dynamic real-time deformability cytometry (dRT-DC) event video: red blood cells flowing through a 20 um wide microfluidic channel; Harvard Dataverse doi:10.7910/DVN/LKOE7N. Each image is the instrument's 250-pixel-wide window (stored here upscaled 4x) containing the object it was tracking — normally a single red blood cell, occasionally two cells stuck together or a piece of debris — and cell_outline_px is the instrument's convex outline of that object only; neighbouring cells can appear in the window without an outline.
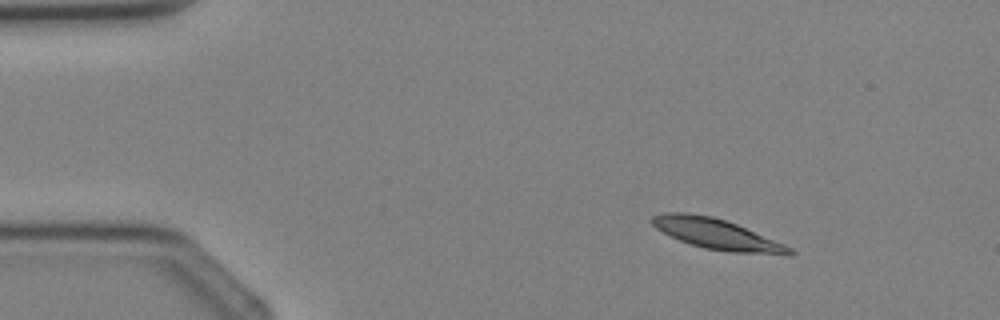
{"species": "Egyptian fruit bat (a non-hibernating species)", "species_latin": "Rousettus aegyptiacus", "temperature_condition": "cold", "stored_images_in_passage": 3, "camera_frame_rate_fps": 3000, "um_per_image_px": 0.085, "animal": {"sex": "female"}, "frame": {"image": 1, "passage_image": 1, "time_ms": 0.0, "image_size_px": [1000, 320], "cell_outline_px": [[796, 252], [792, 256], [788, 256], [728, 252], [704, 248], [680, 240], [656, 228], [648, 220], [652, 216], [664, 212], [688, 212], [712, 216], [736, 224], [784, 244], [792, 248]], "centroid_in_image_um": [60.97, 19.91], "position_along_channel_um": 24.0, "area_um2": 24.57}}